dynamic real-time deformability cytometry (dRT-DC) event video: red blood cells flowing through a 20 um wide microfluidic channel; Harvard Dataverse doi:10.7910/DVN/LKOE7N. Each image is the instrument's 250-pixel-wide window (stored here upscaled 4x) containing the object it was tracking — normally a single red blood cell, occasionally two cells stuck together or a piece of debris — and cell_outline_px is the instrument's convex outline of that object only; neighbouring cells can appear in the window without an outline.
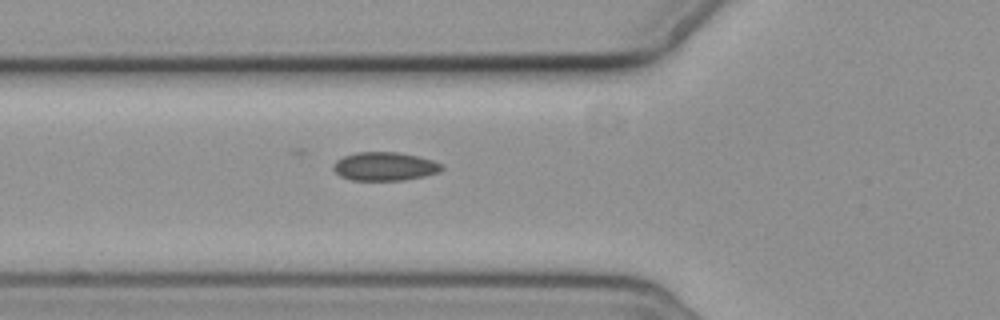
{"species": "common noctule bat (a hibernating species)", "species_latin": "Nyctalus noctula", "temperature_condition": "cold", "stored_images_in_passage": 3, "camera_frame_rate_fps": 3000, "um_per_image_px": 0.085, "animal": {"sex": "female", "body_mass_g": 19.3, "forearm_length_mm": 54.1}, "frame": {"image": 1, "passage_image": 3, "time_ms": 3.333, "image_size_px": [1000, 320], "cell_outline_px": [[444, 168], [440, 172], [424, 176], [404, 180], [352, 180], [340, 176], [332, 168], [332, 164], [336, 160], [344, 156], [356, 152], [400, 152], [432, 160], [444, 164]], "centroid_in_image_um": [32.71, 14.14], "position_along_channel_um": 93.1, "area_um2": 18.15}}